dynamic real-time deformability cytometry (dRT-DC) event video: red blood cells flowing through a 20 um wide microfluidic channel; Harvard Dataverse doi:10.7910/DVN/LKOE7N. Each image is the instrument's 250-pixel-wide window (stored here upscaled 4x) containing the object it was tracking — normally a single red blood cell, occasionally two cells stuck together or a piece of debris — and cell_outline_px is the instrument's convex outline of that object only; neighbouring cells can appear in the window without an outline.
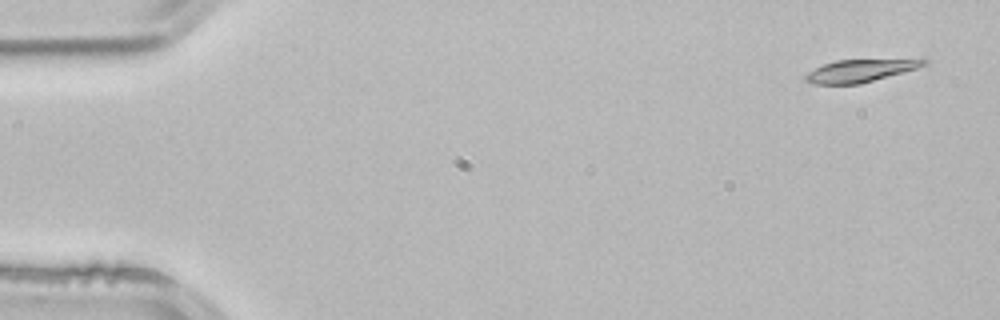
{"species": "common noctule bat (a hibernating species)", "species_latin": "Nyctalus noctula", "temperature_condition": "room temperature", "stored_images_in_passage": 3, "camera_frame_rate_fps": 3000, "um_per_image_px": 0.085, "animal": {"sex": "male", "body_mass_g": 21.5, "forearm_length_mm": 52.0}, "frame": {"image": 1, "passage_image": 1, "time_ms": 0.0, "image_size_px": [1000, 320], "cell_outline_px": [[928, 64], [916, 68], [860, 84], [812, 84], [804, 80], [804, 76], [808, 72], [824, 64], [836, 60], [920, 56], [924, 56], [928, 60]], "centroid_in_image_um": [73.29, 5.94], "position_along_channel_um": 11.7, "area_um2": 16.47}}
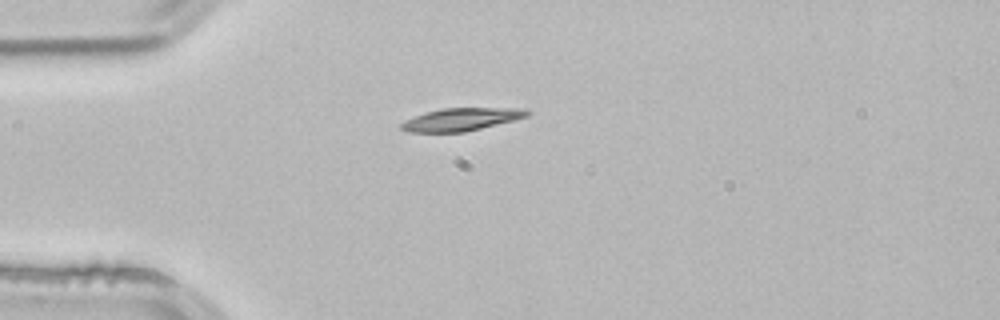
{"frame": {"image": 2, "passage_image": 3, "time_ms": 0.667, "image_size_px": [1000, 320], "cell_outline_px": [[532, 112], [528, 116], [464, 132], [408, 132], [400, 128], [400, 124], [404, 120], [428, 112], [444, 108], [528, 108]], "centroid_in_image_um": [39.23, 10.14], "position_along_channel_um": 45.8, "area_um2": 16.47}}